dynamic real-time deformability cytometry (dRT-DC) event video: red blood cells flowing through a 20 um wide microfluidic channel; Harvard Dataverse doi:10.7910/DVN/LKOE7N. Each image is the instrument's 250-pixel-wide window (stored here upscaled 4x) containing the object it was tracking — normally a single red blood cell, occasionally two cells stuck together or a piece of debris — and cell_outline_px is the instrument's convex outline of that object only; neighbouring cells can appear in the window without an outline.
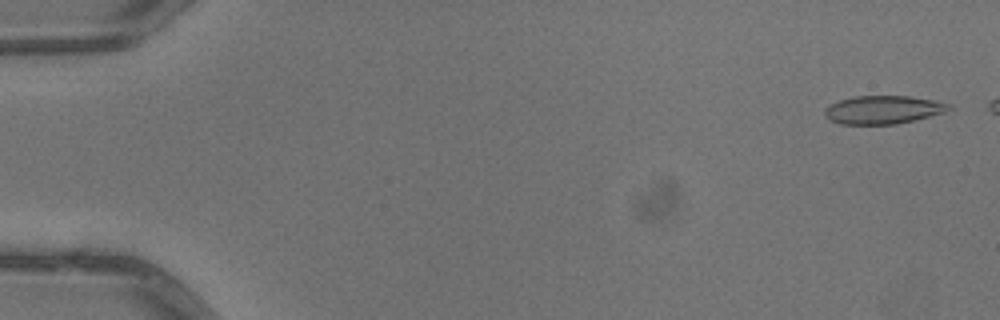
{"species": "common noctule bat (a hibernating species)", "species_latin": "Nyctalus noctula", "temperature_condition": "warm", "stored_images_in_passage": 5, "segment_of_instrument_passage": [1, 2], "camera_frame_rate_fps": 3000, "um_per_image_px": 0.085, "animal": {"sex": "male", "body_mass_g": 13.3}, "frame": {"image": 1, "passage_image": 1, "time_ms": 0.0, "image_size_px": [1000, 320], "cell_outline_px": [[952, 108], [944, 112], [896, 124], [840, 124], [828, 120], [824, 116], [824, 108], [828, 104], [852, 96], [908, 96], [932, 100], [952, 104]], "centroid_in_image_um": [74.99, 9.32], "position_along_channel_um": 10.0, "area_um2": 20.46}}
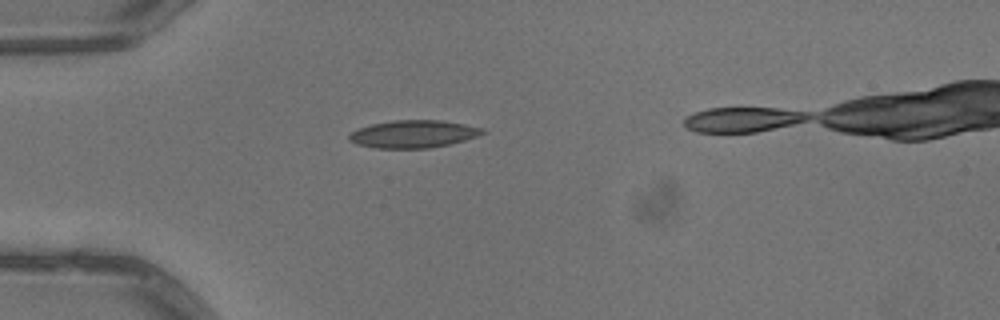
{"frame": {"image": 2, "passage_image": 4, "time_ms": 1.0, "image_size_px": [1000, 320], "cell_outline_px": [[488, 132], [464, 140], [448, 144], [428, 148], [376, 148], [356, 144], [348, 140], [348, 136], [352, 132], [360, 128], [372, 124], [392, 120], [440, 120], [464, 124], [484, 128]], "centroid_in_image_um": [35.14, 11.39], "position_along_channel_um": 49.9, "area_um2": 21.33}}